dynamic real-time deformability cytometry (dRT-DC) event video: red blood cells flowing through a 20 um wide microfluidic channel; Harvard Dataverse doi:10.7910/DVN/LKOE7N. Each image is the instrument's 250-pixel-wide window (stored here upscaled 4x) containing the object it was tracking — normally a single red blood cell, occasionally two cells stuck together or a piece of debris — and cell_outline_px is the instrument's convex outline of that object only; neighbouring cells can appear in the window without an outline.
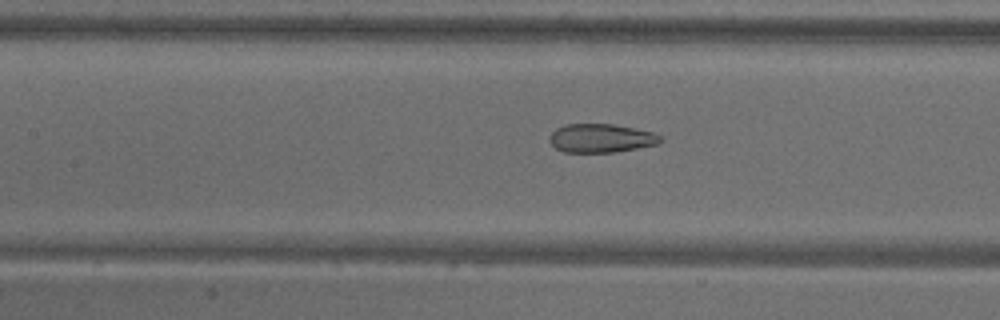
{"species": "common noctule bat (a hibernating species)", "species_latin": "Nyctalus noctula", "temperature_condition": "warm", "stored_images_in_passage": 21, "camera_frame_rate_fps": 3000, "um_per_image_px": 0.085, "animal": {"sex": "male", "body_mass_g": 18.8}, "frame": {"image": 1, "passage_image": 21, "time_ms": 6.667, "image_size_px": [1000, 320], "cell_outline_px": [[664, 140], [660, 144], [616, 152], [564, 152], [556, 148], [548, 140], [548, 136], [556, 128], [564, 124], [612, 124], [652, 132], [660, 136]], "centroid_in_image_um": [51.08, 11.75], "position_along_channel_um": 156.3, "area_um2": 18.61}}